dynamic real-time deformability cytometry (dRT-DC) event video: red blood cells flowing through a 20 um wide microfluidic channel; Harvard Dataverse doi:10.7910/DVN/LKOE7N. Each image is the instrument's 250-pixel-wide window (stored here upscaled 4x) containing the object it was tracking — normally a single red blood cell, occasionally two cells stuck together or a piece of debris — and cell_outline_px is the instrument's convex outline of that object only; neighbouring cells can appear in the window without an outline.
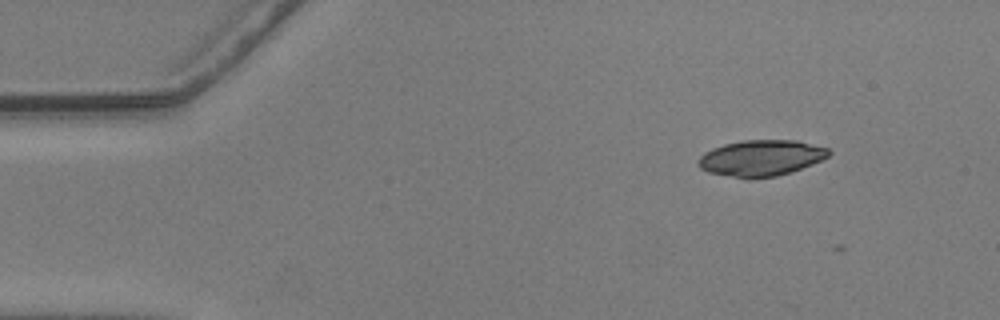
{"species": "common noctule bat (a hibernating species)", "species_latin": "Nyctalus noctula", "temperature_condition": "warm", "stored_images_in_passage": 4, "camera_frame_rate_fps": 3000, "um_per_image_px": 0.085, "animal": {"sex": "male", "body_mass_g": 20.5, "forearm_length_mm": 52.5}, "frame": {"image": 1, "passage_image": 1, "time_ms": 0.0, "image_size_px": [1000, 320], "cell_outline_px": [[832, 152], [828, 156], [812, 164], [776, 176], [732, 176], [708, 172], [700, 168], [696, 164], [696, 160], [704, 152], [712, 148], [724, 144], [744, 140], [796, 140], [828, 148]], "centroid_in_image_um": [64.66, 13.39], "position_along_channel_um": 20.3, "area_um2": 26.82}}